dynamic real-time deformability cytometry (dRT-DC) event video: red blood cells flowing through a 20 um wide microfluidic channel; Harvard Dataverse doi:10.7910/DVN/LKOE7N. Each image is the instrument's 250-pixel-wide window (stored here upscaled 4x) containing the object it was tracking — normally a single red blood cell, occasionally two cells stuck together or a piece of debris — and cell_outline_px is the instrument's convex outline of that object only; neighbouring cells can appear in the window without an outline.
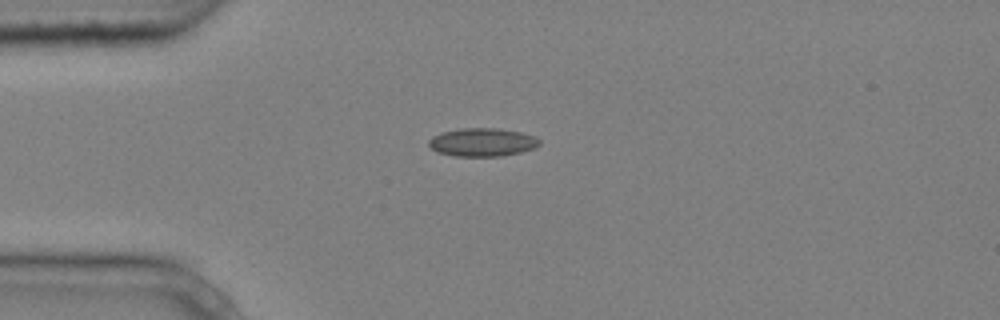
{"species": "common noctule bat (a hibernating species)", "species_latin": "Nyctalus noctula", "temperature_condition": "cold", "stored_images_in_passage": 6, "camera_frame_rate_fps": 3000, "um_per_image_px": 0.085, "animal": {"sex": "male", "body_mass_g": 20.4}, "frame": {"image": 1, "passage_image": 1, "time_ms": 0.0, "image_size_px": [1000, 320], "cell_outline_px": [[540, 144], [536, 148], [520, 152], [500, 156], [456, 156], [436, 152], [428, 144], [428, 140], [432, 136], [440, 132], [460, 128], [496, 128], [520, 132], [536, 136], [540, 140]], "centroid_in_image_um": [40.99, 12.08], "position_along_channel_um": 44.0, "area_um2": 18.38}}
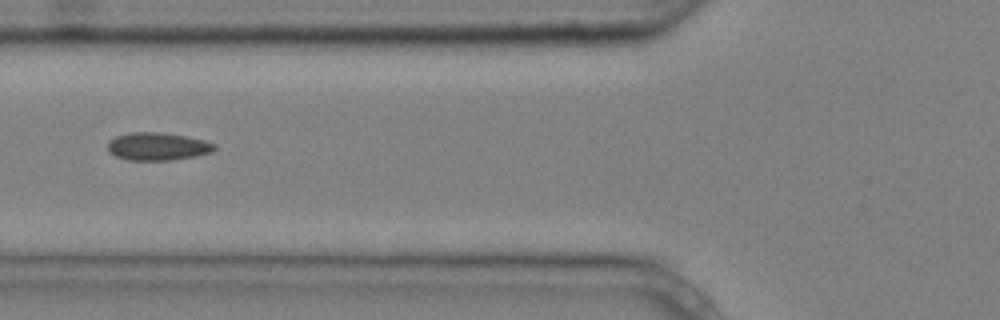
{"frame": {"image": 2, "passage_image": 3, "time_ms": 0.667, "image_size_px": [1000, 320], "cell_outline_px": [[216, 148], [212, 152], [196, 156], [172, 160], [128, 160], [116, 156], [108, 152], [108, 140], [116, 136], [132, 132], [160, 132], [184, 136], [204, 140], [216, 144]], "centroid_in_image_um": [13.39, 12.45], "position_along_channel_um": 112.4, "area_um2": 17.34}}